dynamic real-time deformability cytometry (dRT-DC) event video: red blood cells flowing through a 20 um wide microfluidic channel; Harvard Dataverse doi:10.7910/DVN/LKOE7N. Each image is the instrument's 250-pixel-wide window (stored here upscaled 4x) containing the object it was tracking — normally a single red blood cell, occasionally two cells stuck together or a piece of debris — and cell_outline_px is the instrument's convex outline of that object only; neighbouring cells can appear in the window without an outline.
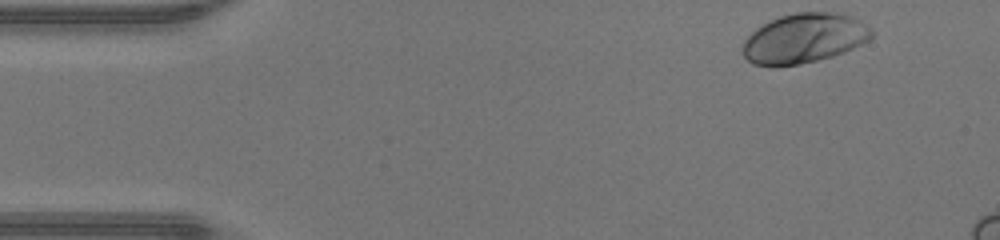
{"species": "human", "species_latin": "Homo sapiens", "temperature_condition": "warm", "stored_images_in_passage": 41, "camera_frame_rate_fps": 3000, "um_per_image_px": 0.085, "donor": {"sex": "male"}, "frame": {"image": 1, "passage_image": 1, "time_ms": 0.0, "image_size_px": [1000, 240], "cell_outline_px": [[872, 36], [868, 40], [844, 52], [832, 56], [800, 64], [752, 64], [744, 56], [744, 40], [756, 28], [780, 16], [796, 12], [840, 12], [852, 16], [860, 20], [872, 28]], "centroid_in_image_um": [68.4, 3.22], "position_along_channel_um": 16.6, "area_um2": 36.76}}
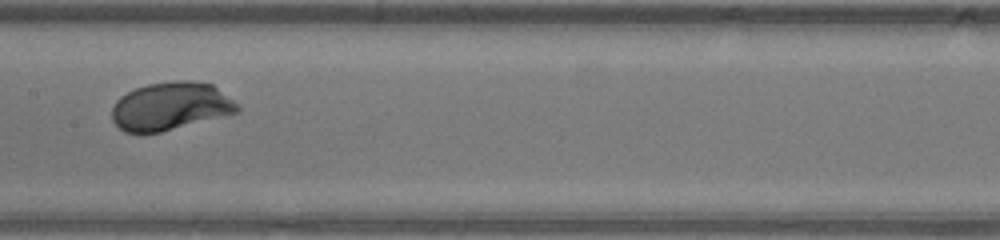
{"frame": {"image": 2, "passage_image": 20, "time_ms": 6.333, "image_size_px": [1000, 240], "cell_outline_px": [[240, 112], [160, 132], [124, 132], [112, 120], [112, 108], [116, 100], [120, 96], [136, 88], [148, 84], [176, 80], [192, 80], [212, 84], [232, 100], [240, 108]], "centroid_in_image_um": [14.49, 9.02], "position_along_channel_um": 192.9, "area_um2": 34.85}}
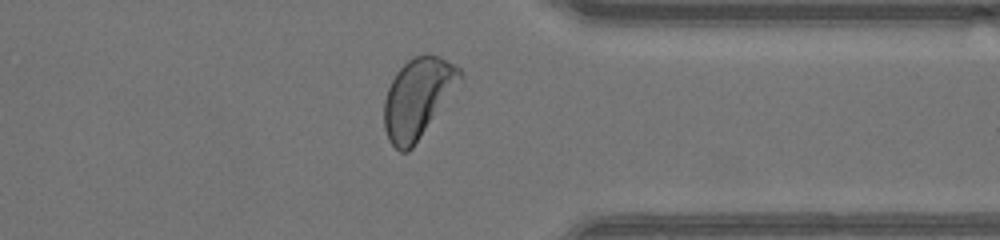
{"frame": {"image": 3, "passage_image": 33, "time_ms": 10.667, "image_size_px": [1000, 240], "cell_outline_px": [[464, 80], [412, 148], [408, 152], [400, 152], [388, 140], [384, 128], [384, 100], [388, 88], [396, 72], [408, 60], [424, 52], [428, 52], [440, 56], [456, 64], [464, 72]], "centroid_in_image_um": [35.56, 8.29], "position_along_channel_um": 375.8, "area_um2": 35.89}, "authors_computed_cell_mechanics": {"area_um2": 35.3158, "velocity_mm_per_s": 4.3795, "shape_relaxation_time_tau1_ms": 1.8817, "shape_relaxation_time_tau2_ms": null, "deformation_change_tau1": 0.1511, "deformation_change_tau2": null}}